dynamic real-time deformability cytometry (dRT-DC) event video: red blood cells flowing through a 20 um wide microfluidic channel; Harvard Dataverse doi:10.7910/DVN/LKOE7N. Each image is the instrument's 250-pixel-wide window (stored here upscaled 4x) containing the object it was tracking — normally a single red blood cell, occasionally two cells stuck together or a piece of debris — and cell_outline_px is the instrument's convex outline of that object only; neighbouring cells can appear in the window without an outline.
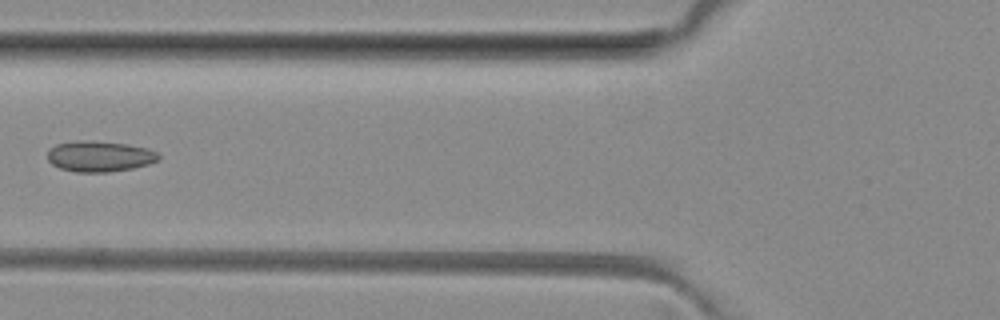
{"species": "common noctule bat (a hibernating species)", "species_latin": "Nyctalus noctula", "temperature_condition": "room temperature", "stored_images_in_passage": 5, "camera_frame_rate_fps": 3000, "um_per_image_px": 0.085, "animal": {"sex": "female", "body_mass_g": 29.2, "forearm_length_mm": 56.3}, "frame": {"image": 1, "passage_image": 5, "time_ms": 6.0, "image_size_px": [1000, 320], "cell_outline_px": [[160, 156], [156, 160], [148, 164], [132, 168], [108, 172], [76, 172], [60, 168], [52, 164], [48, 160], [48, 148], [56, 144], [84, 140], [92, 140], [128, 144], [148, 148], [156, 152]], "centroid_in_image_um": [8.44, 13.28], "position_along_channel_um": 117.4, "area_um2": 19.88}}